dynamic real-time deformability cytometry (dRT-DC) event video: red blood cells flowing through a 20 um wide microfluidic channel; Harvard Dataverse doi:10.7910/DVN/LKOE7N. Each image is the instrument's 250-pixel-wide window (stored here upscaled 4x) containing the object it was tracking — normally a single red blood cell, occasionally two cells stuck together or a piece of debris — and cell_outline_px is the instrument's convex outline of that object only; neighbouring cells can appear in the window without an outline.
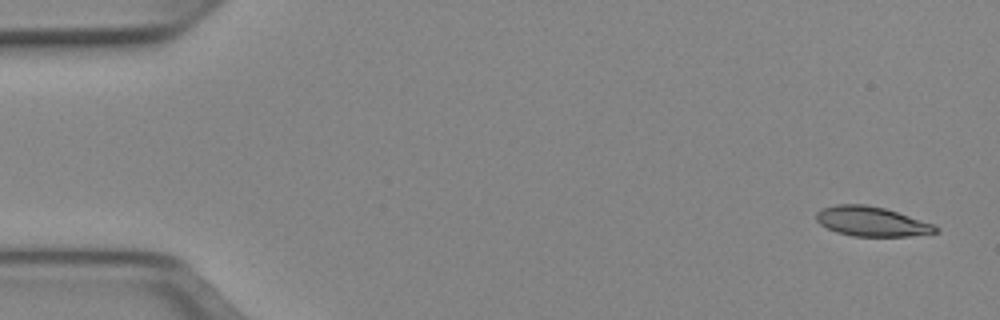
{"species": "Egyptian fruit bat (a non-hibernating species)", "species_latin": "Rousettus aegyptiacus", "temperature_condition": "cold", "stored_images_in_passage": 7, "camera_frame_rate_fps": 3000, "um_per_image_px": 0.085, "animal": {"sex": "female"}, "frame": {"image": 1, "passage_image": 1, "time_ms": 0.0, "image_size_px": [1000, 320], "cell_outline_px": [[940, 232], [908, 236], [852, 236], [836, 232], [820, 224], [816, 220], [816, 212], [820, 208], [836, 204], [864, 204], [884, 208], [932, 224], [940, 228]], "centroid_in_image_um": [74.04, 18.82], "position_along_channel_um": 11.0, "area_um2": 20.52}}
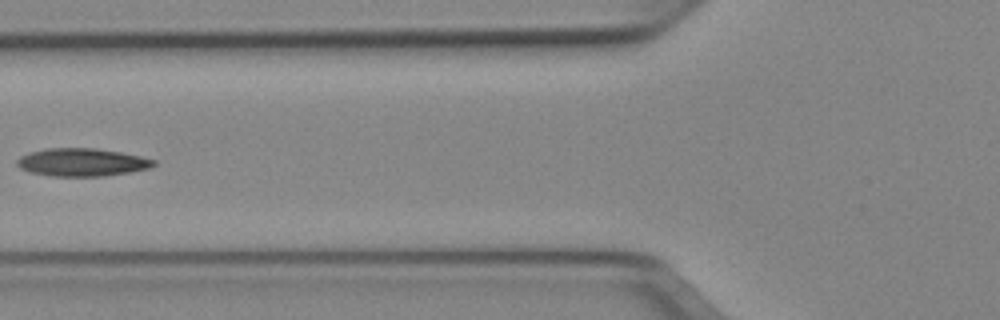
{"frame": {"image": 2, "passage_image": 6, "time_ms": 1.667, "image_size_px": [1000, 320], "cell_outline_px": [[156, 164], [152, 168], [132, 172], [104, 176], [52, 176], [32, 172], [20, 168], [16, 164], [16, 160], [20, 156], [32, 152], [48, 148], [92, 148], [120, 152], [140, 156], [156, 160]], "centroid_in_image_um": [7.01, 13.8], "position_along_channel_um": 118.8, "area_um2": 22.2}}
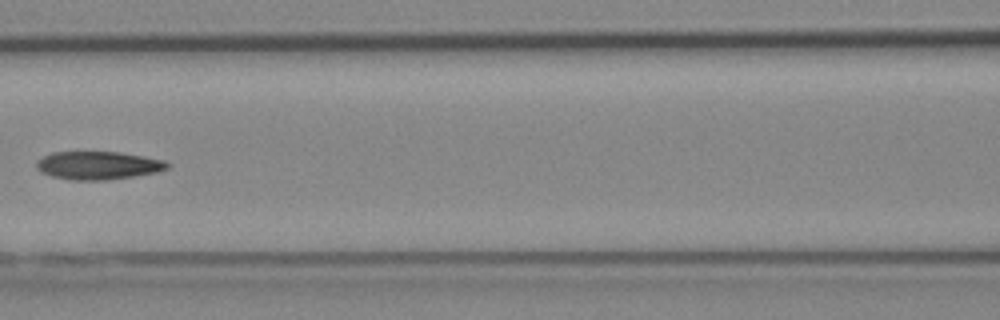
{"frame": {"image": 3, "passage_image": 7, "time_ms": 2.0, "image_size_px": [1000, 320], "cell_outline_px": [[168, 168], [160, 172], [108, 180], [72, 180], [52, 176], [40, 172], [36, 168], [36, 160], [52, 152], [120, 152], [144, 156], [164, 160], [168, 164]], "centroid_in_image_um": [8.34, 14.06], "position_along_channel_um": 158.3, "area_um2": 21.56}}